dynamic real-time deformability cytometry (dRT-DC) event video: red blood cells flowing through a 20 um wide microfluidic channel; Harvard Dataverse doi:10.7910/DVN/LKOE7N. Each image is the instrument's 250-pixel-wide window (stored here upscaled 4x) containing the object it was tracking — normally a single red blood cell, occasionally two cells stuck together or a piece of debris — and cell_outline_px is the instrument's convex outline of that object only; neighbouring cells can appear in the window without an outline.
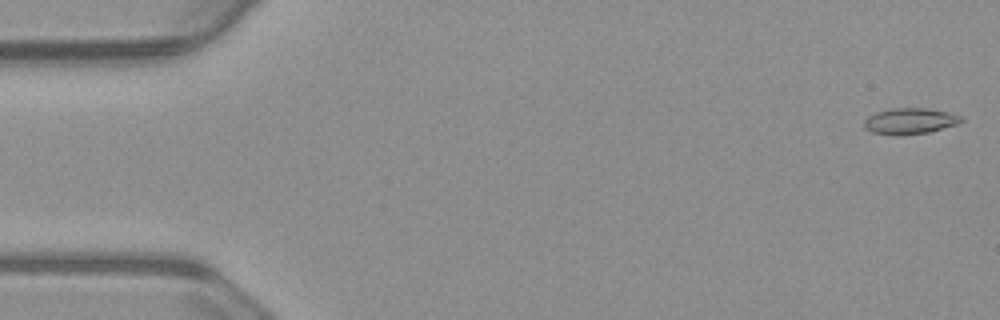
{"species": "common noctule bat (a hibernating species)", "species_latin": "Nyctalus noctula", "temperature_condition": "warm", "stored_images_in_passage": 55, "camera_frame_rate_fps": 3000, "um_per_image_px": 0.085, "animal": {"sex": "male", "body_mass_g": 23.1, "forearm_length_mm": 52.7}, "frame": {"image": 1, "passage_image": 1, "time_ms": 0.0, "image_size_px": [1000, 320], "cell_outline_px": [[964, 120], [960, 124], [928, 132], [900, 136], [896, 136], [872, 132], [864, 128], [864, 120], [868, 116], [876, 112], [888, 108], [924, 108], [948, 112], [964, 116]], "centroid_in_image_um": [77.36, 10.29], "position_along_channel_um": 7.6, "area_um2": 15.03}}
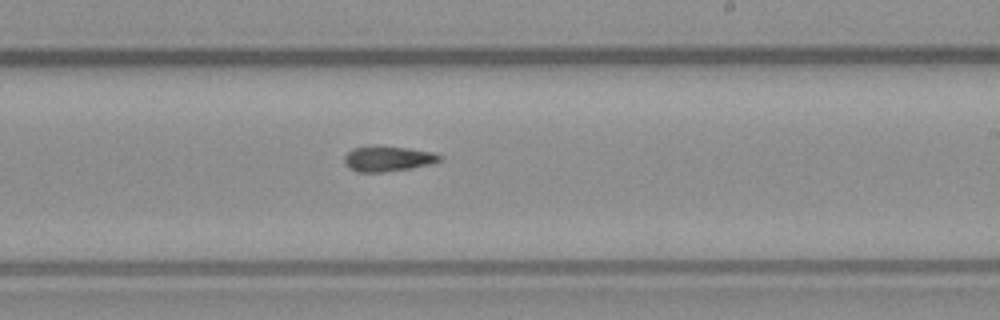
{"frame": {"image": 2, "passage_image": 32, "time_ms": 10.333, "image_size_px": [1000, 320], "cell_outline_px": [[444, 160], [432, 164], [412, 168], [384, 172], [356, 172], [348, 168], [344, 164], [344, 156], [352, 148], [376, 144], [380, 144], [408, 148], [432, 152], [444, 156]], "centroid_in_image_um": [32.97, 13.47], "position_along_channel_um": 256.0, "area_um2": 14.68}}
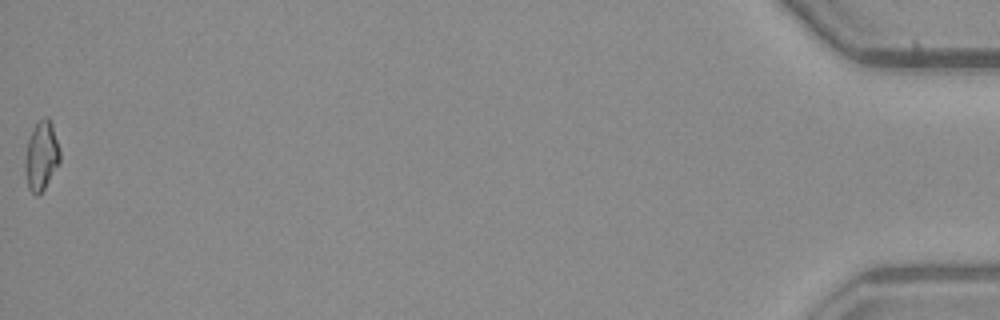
{"frame": {"image": 3, "passage_image": 55, "time_ms": 18.0, "image_size_px": [1000, 320], "cell_outline_px": [[60, 160], [44, 188], [36, 196], [28, 188], [24, 168], [24, 164], [28, 140], [32, 128], [44, 116], [48, 116], [52, 124], [60, 148]], "centroid_in_image_um": [3.51, 13.21], "position_along_channel_um": 431.7, "area_um2": 13.93}, "authors_computed_cell_mechanics": {"area_um2": 14.1032, "velocity_mm_per_s": 3.7376, "shape_relaxation_time_tau1_ms": 5.6922, "shape_relaxation_time_tau2_ms": 3.2648, "deformation_change_tau1": 0.1638, "deformation_change_tau2": 0.1241}}